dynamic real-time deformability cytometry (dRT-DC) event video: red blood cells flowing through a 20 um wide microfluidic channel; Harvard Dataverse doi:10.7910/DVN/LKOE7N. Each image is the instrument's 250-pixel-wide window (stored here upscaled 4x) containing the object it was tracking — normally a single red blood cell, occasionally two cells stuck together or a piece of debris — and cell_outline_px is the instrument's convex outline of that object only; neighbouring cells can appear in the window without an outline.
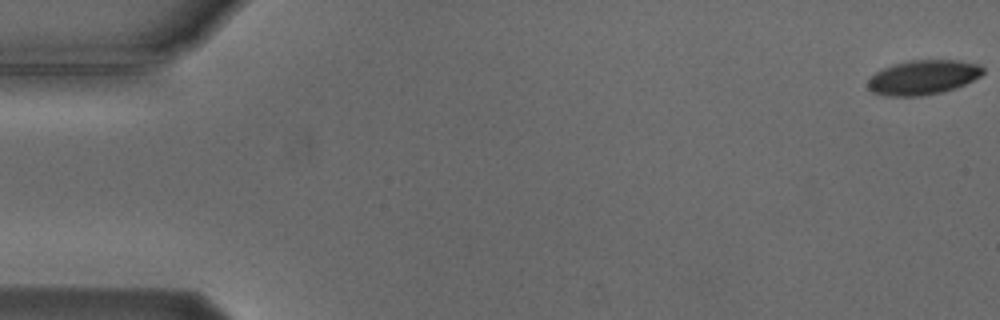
{"species": "Egyptian fruit bat (a non-hibernating species)", "species_latin": "Rousettus aegyptiacus", "temperature_condition": "cold", "stored_images_in_passage": 6, "camera_frame_rate_fps": 3000, "um_per_image_px": 0.085, "animal": {"sex": "male"}, "frame": {"image": 1, "passage_image": 1, "time_ms": 0.0, "image_size_px": [1000, 320], "cell_outline_px": [[984, 72], [980, 76], [956, 88], [944, 92], [920, 96], [884, 96], [872, 92], [868, 88], [868, 80], [876, 72], [892, 64], [908, 60], [960, 60], [980, 64], [984, 68]], "centroid_in_image_um": [78.47, 6.57], "position_along_channel_um": 6.5, "area_um2": 23.35}}
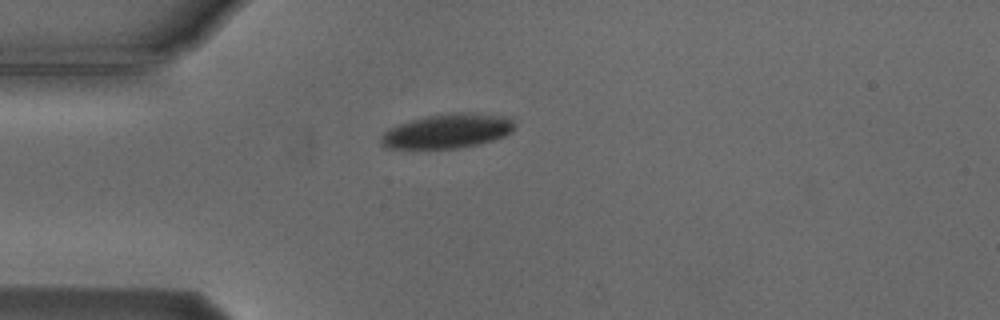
{"frame": {"image": 2, "passage_image": 5, "time_ms": 4.667, "image_size_px": [1000, 320], "cell_outline_px": [[516, 128], [512, 132], [504, 136], [492, 140], [476, 144], [456, 148], [388, 148], [380, 144], [380, 136], [388, 128], [424, 116], [448, 112], [468, 112], [512, 116], [516, 124]], "centroid_in_image_um": [38.08, 11.11], "position_along_channel_um": 46.9, "area_um2": 27.11}}